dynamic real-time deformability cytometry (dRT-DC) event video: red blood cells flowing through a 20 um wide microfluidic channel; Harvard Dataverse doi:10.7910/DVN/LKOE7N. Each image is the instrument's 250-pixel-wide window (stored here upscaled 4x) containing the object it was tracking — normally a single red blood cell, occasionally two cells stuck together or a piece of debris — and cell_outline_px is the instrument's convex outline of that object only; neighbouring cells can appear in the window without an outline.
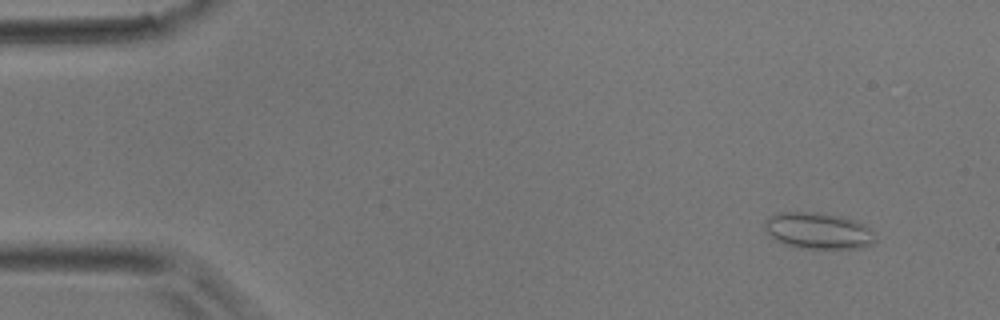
{"species": "common noctule bat (a hibernating species)", "species_latin": "Nyctalus noctula", "temperature_condition": "room temperature", "stored_images_in_passage": 3, "segment_of_instrument_passage": [2, 2], "camera_frame_rate_fps": 3000, "um_per_image_px": 0.085, "animal": {"sex": "male", "body_mass_g": 17.9}, "frame": {"image": 1, "passage_image": 3, "time_ms": 0.667, "image_size_px": [1000, 320], "cell_outline_px": [[876, 240], [872, 244], [860, 248], [804, 248], [784, 244], [776, 240], [768, 232], [764, 224], [764, 220], [768, 216], [776, 212], [816, 212], [844, 216], [856, 220], [872, 228]], "centroid_in_image_um": [69.58, 19.59], "position_along_channel_um": 15.4, "area_um2": 23.64}}